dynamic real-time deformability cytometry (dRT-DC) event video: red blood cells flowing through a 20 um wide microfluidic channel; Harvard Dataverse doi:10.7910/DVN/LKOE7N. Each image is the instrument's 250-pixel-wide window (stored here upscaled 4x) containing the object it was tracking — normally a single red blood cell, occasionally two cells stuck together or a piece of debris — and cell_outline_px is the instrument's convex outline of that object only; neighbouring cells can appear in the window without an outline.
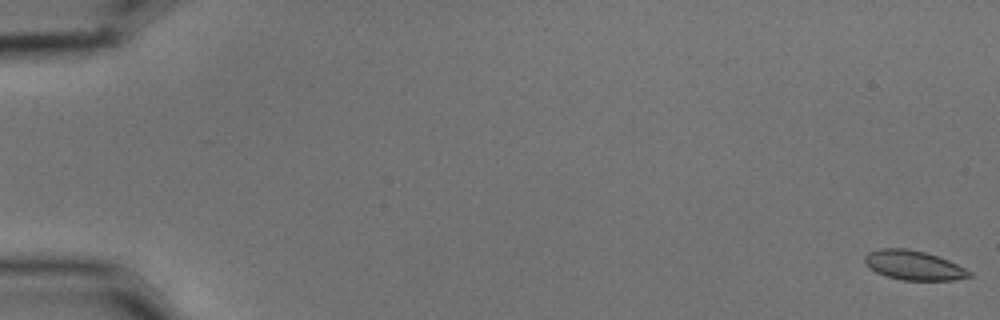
{"species": "common noctule bat (a hibernating species)", "species_latin": "Nyctalus noctula", "temperature_condition": "cold", "stored_images_in_passage": 6, "segment_of_instrument_passage": [1, 2], "camera_frame_rate_fps": 3000, "um_per_image_px": 0.085, "animal": {"sex": "male", "body_mass_g": 15.6}, "frame": {"image": 1, "passage_image": 1, "time_ms": 0.0, "image_size_px": [1000, 320], "cell_outline_px": [[972, 276], [952, 280], [900, 280], [876, 272], [868, 268], [864, 264], [864, 256], [868, 252], [880, 248], [904, 248], [924, 252], [948, 260], [972, 272]], "centroid_in_image_um": [77.61, 22.55], "position_along_channel_um": 7.4, "area_um2": 17.86}}
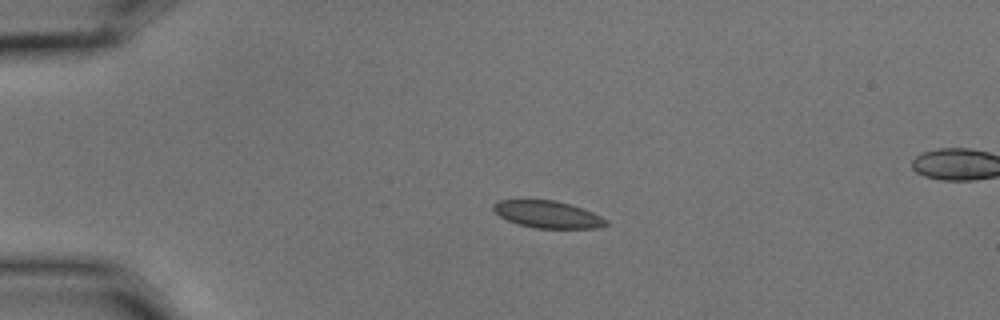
{"frame": {"image": 2, "passage_image": 4, "time_ms": 1.0, "image_size_px": [1000, 320], "cell_outline_px": [[608, 224], [600, 228], [536, 228], [520, 224], [508, 220], [500, 216], [492, 208], [492, 204], [500, 200], [556, 200], [592, 212], [608, 220]], "centroid_in_image_um": [46.56, 18.23], "position_along_channel_um": 38.4, "area_um2": 17.57}}